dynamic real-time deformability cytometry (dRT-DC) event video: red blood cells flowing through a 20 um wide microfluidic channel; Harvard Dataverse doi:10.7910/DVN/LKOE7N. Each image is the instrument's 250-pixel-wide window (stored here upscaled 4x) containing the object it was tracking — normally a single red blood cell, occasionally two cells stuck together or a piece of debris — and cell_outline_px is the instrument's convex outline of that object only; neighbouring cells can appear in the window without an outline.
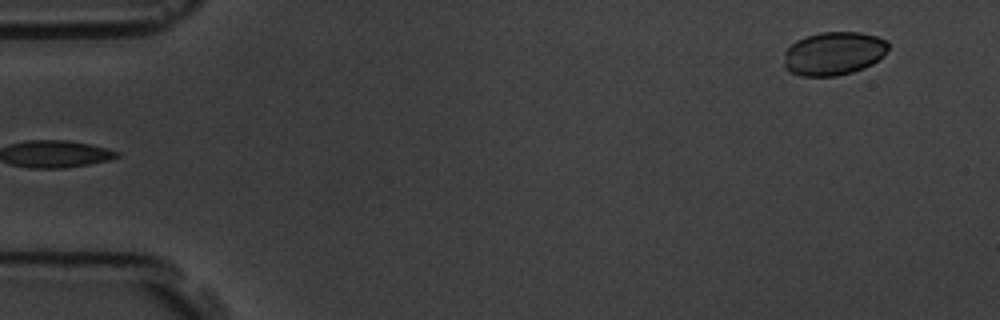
{"species": "common noctule bat (a hibernating species)", "species_latin": "Nyctalus noctula", "temperature_condition": "room temperature", "stored_images_in_passage": 4, "segment_of_instrument_passage": [2, 2], "camera_frame_rate_fps": 3000, "um_per_image_px": 0.085, "animal": {"sex": "male", "body_mass_g": 19.5, "forearm_length_mm": 54.6}, "frame": {"image": 1, "passage_image": 4, "time_ms": 1.0, "image_size_px": [1000, 320], "cell_outline_px": [[888, 48], [884, 56], [872, 64], [864, 68], [852, 72], [836, 76], [800, 76], [788, 72], [784, 68], [784, 52], [796, 40], [804, 36], [820, 32], [860, 32], [876, 36], [888, 40]], "centroid_in_image_um": [70.85, 4.55], "position_along_channel_um": 14.2, "area_um2": 26.76}}